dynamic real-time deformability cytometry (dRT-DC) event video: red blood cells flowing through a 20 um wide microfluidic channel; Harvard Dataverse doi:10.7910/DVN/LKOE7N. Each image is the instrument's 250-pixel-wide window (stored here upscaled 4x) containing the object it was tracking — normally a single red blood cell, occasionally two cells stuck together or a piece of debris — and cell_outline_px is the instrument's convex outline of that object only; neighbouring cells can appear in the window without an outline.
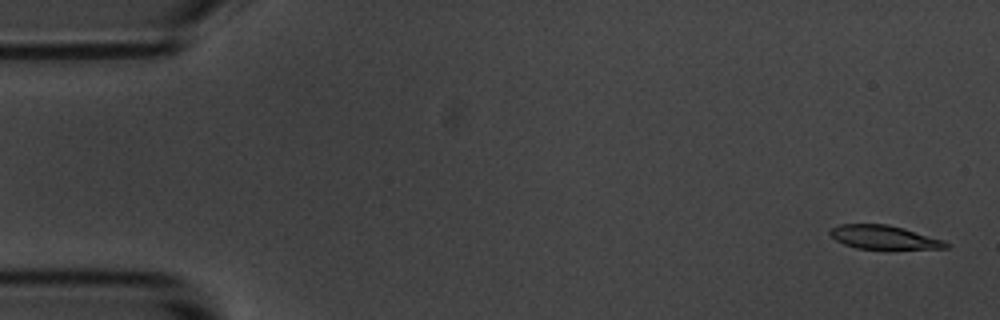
{"species": "common noctule bat (a hibernating species)", "species_latin": "Nyctalus noctula", "temperature_condition": "room temperature", "stored_images_in_passage": 5, "camera_frame_rate_fps": 3000, "um_per_image_px": 0.085, "animal": {"sex": "male", "body_mass_g": 20.1, "forearm_length_mm": 53.5}, "frame": {"image": 1, "passage_image": 1, "time_ms": 0.0, "image_size_px": [1000, 320], "cell_outline_px": [[952, 244], [948, 248], [888, 252], [856, 248], [844, 244], [836, 240], [828, 232], [832, 228], [840, 224], [888, 224], [904, 228], [944, 240]], "centroid_in_image_um": [75.23, 20.23], "position_along_channel_um": 9.8, "area_um2": 17.11}}
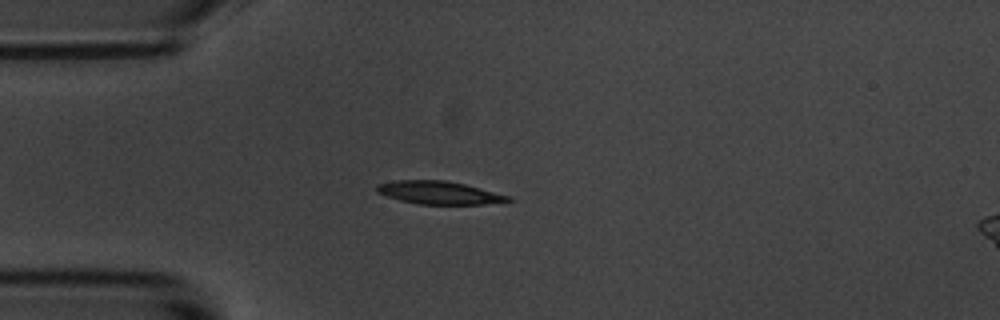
{"frame": {"image": 2, "passage_image": 5, "time_ms": 4.333, "image_size_px": [1000, 320], "cell_outline_px": [[512, 200], [484, 204], [420, 204], [400, 200], [376, 192], [376, 184], [396, 180], [444, 180], [464, 184], [512, 196]], "centroid_in_image_um": [37.31, 16.37], "position_along_channel_um": 47.7, "area_um2": 17.46}}